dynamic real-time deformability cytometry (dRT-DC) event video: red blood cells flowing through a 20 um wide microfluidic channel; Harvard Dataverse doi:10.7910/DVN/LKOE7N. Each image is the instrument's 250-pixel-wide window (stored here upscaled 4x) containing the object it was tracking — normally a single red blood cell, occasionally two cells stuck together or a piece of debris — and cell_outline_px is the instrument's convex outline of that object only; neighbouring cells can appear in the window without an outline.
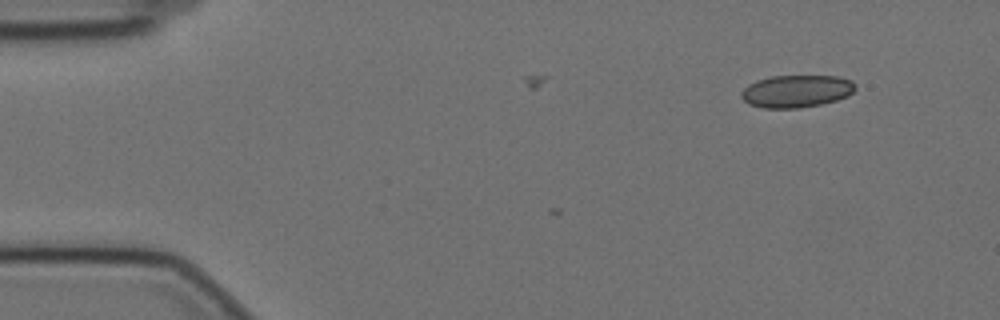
{"species": "Egyptian fruit bat (a non-hibernating species)", "species_latin": "Rousettus aegyptiacus", "temperature_condition": "cold", "stored_images_in_passage": 6, "camera_frame_rate_fps": 3000, "um_per_image_px": 0.085, "animal": {"sex": "female"}, "frame": {"image": 1, "passage_image": 1, "time_ms": 0.0, "image_size_px": [1000, 320], "cell_outline_px": [[856, 88], [848, 96], [836, 100], [820, 104], [800, 108], [764, 108], [748, 104], [740, 96], [740, 92], [748, 84], [756, 80], [772, 76], [840, 76], [852, 80], [856, 84]], "centroid_in_image_um": [67.69, 7.74], "position_along_channel_um": 17.3, "area_um2": 21.73}}